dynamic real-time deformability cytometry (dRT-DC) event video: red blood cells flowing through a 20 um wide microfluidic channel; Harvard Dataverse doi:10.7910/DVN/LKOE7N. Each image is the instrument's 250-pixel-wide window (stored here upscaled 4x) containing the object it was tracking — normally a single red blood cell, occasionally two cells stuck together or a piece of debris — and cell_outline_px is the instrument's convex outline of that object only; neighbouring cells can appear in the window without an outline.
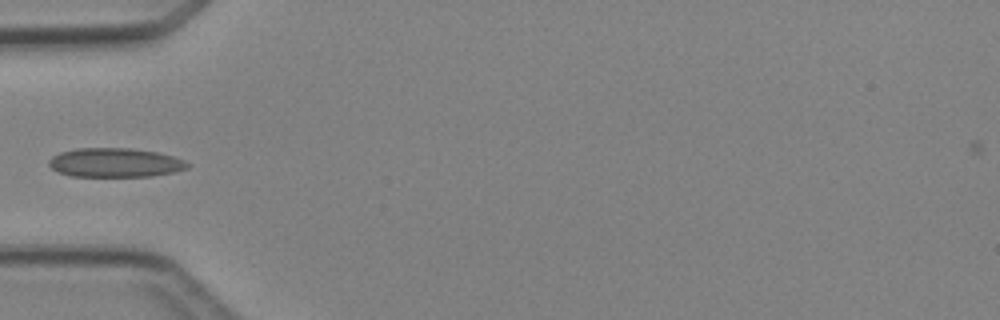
{"species": "Egyptian fruit bat (a non-hibernating species)", "species_latin": "Rousettus aegyptiacus", "temperature_condition": "cold", "stored_images_in_passage": 4, "camera_frame_rate_fps": 3000, "um_per_image_px": 0.085, "animal": {"sex": "female"}, "frame": {"image": 1, "passage_image": 3, "time_ms": 3.0, "image_size_px": [1000, 320], "cell_outline_px": [[192, 164], [188, 168], [172, 172], [152, 176], [72, 176], [60, 172], [52, 168], [48, 164], [48, 160], [52, 156], [60, 152], [76, 148], [128, 148], [156, 152], [172, 156], [184, 160]], "centroid_in_image_um": [9.78, 13.82], "position_along_channel_um": 75.2, "area_um2": 23.41}}
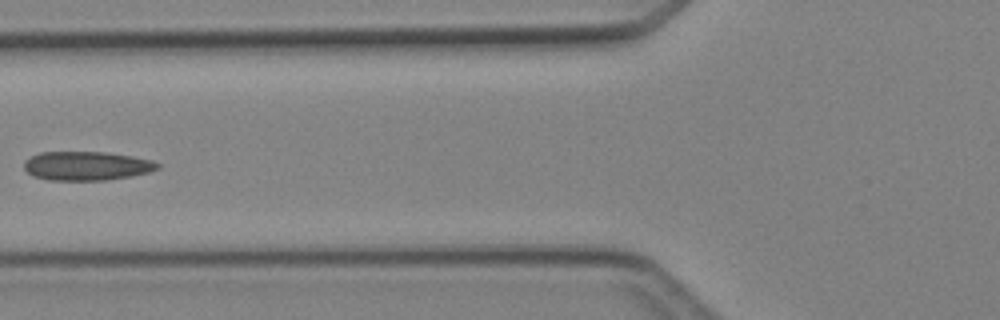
{"frame": {"image": 2, "passage_image": 4, "time_ms": 4.0, "image_size_px": [1000, 320], "cell_outline_px": [[160, 168], [148, 172], [132, 176], [104, 180], [48, 180], [32, 176], [24, 168], [24, 160], [28, 156], [40, 152], [104, 152], [132, 156], [152, 160], [160, 164]], "centroid_in_image_um": [7.33, 14.09], "position_along_channel_um": 118.5, "area_um2": 22.66}}